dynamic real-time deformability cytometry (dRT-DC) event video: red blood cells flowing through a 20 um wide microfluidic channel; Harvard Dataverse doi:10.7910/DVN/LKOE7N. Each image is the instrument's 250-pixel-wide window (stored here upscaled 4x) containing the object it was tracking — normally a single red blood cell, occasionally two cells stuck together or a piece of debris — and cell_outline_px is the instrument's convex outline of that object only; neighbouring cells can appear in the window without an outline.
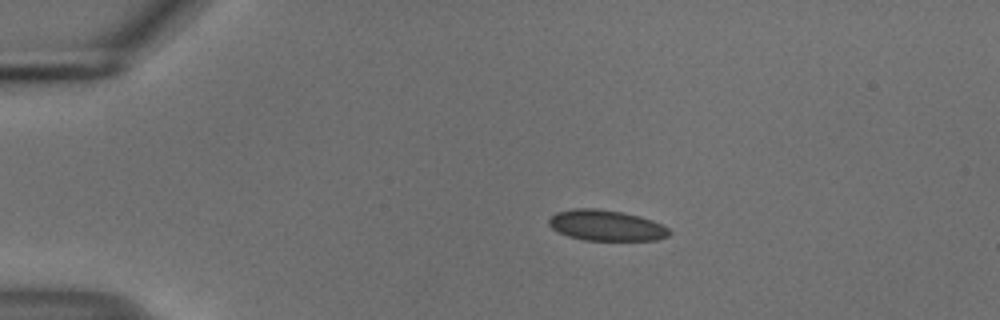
{"species": "common noctule bat (a hibernating species)", "species_latin": "Nyctalus noctula", "temperature_condition": "cold", "stored_images_in_passage": 44, "camera_frame_rate_fps": 3000, "um_per_image_px": 0.085, "animal": {"sex": "male", "body_mass_g": 18.8}, "frame": {"image": 1, "passage_image": 1, "time_ms": 0.0, "image_size_px": [1000, 320], "cell_outline_px": [[672, 232], [668, 236], [656, 240], [584, 240], [568, 236], [556, 232], [548, 224], [548, 220], [556, 212], [572, 208], [600, 208], [640, 216], [652, 220], [668, 228]], "centroid_in_image_um": [51.5, 19.16], "position_along_channel_um": 33.5, "area_um2": 21.68}}
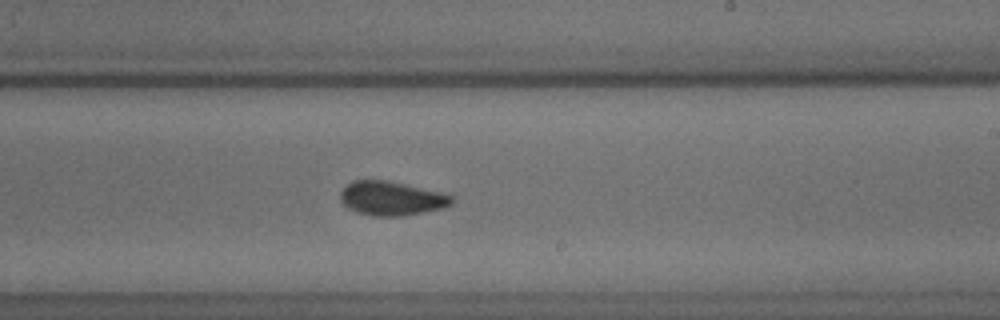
{"frame": {"image": 2, "passage_image": 23, "time_ms": 7.333, "image_size_px": [1000, 320], "cell_outline_px": [[456, 200], [452, 204], [444, 208], [400, 216], [372, 216], [356, 212], [348, 208], [340, 200], [340, 192], [352, 180], [388, 180], [444, 192], [456, 196]], "centroid_in_image_um": [33.33, 16.85], "position_along_channel_um": 255.7, "area_um2": 22.48}}
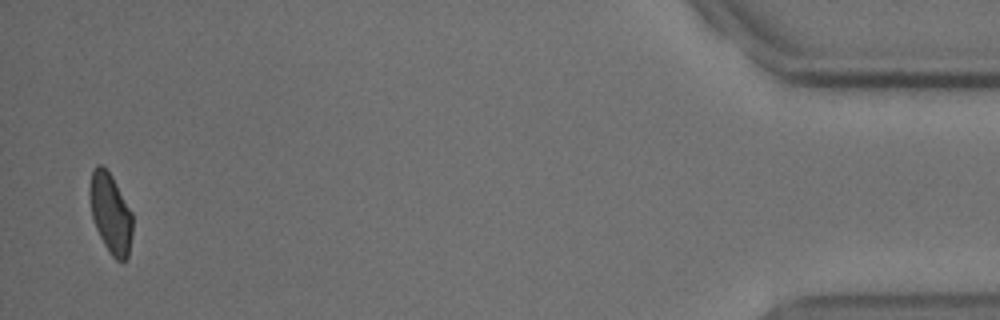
{"frame": {"image": 3, "passage_image": 43, "time_ms": 14.0, "image_size_px": [1000, 320], "cell_outline_px": [[132, 232], [128, 256], [124, 260], [116, 260], [108, 252], [96, 228], [92, 216], [88, 192], [88, 188], [92, 168], [96, 164], [100, 164], [112, 176], [132, 212]], "centroid_in_image_um": [9.37, 18.1], "position_along_channel_um": 425.8, "area_um2": 20.0}, "authors_computed_cell_mechanics": {"area_um2": 21.6172, "velocity_mm_per_s": 3.7301, "shape_relaxation_time_tau1_ms": null, "shape_relaxation_time_tau2_ms": 1.0661, "deformation_change_tau1": null, "deformation_change_tau2": 0.0515}}